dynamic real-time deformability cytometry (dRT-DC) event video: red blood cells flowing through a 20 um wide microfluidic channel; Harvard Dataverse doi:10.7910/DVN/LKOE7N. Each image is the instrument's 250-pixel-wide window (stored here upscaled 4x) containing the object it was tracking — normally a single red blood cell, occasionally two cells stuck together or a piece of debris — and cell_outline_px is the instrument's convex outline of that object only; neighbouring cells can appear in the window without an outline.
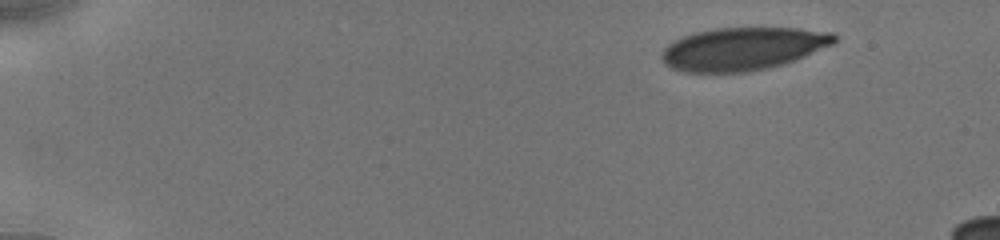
{"species": "human", "species_latin": "Homo sapiens", "temperature_condition": "cold", "stored_images_in_passage": 22, "camera_frame_rate_fps": 3000, "um_per_image_px": 0.085, "donor": {"sex": "male"}, "frame": {"image": 1, "passage_image": 1, "time_ms": 0.0, "image_size_px": [1000, 240], "cell_outline_px": [[836, 40], [832, 44], [796, 60], [784, 64], [768, 68], [744, 72], [684, 72], [672, 68], [664, 64], [660, 56], [664, 48], [672, 40], [680, 36], [692, 32], [716, 28], [800, 28], [832, 32], [836, 36]], "centroid_in_image_um": [63.1, 4.14], "position_along_channel_um": 21.9, "area_um2": 43.41}}
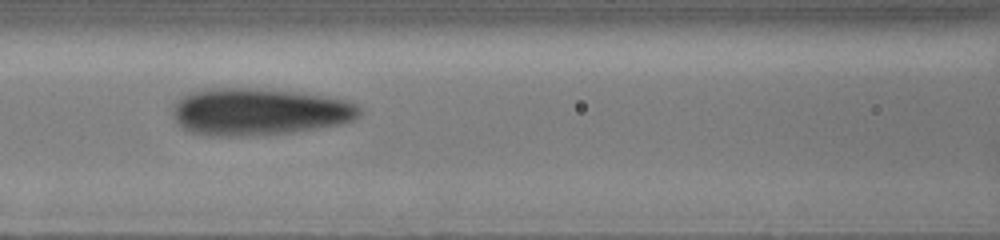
{"frame": {"image": 2, "passage_image": 12, "time_ms": 6.333, "image_size_px": [1000, 240], "cell_outline_px": [[360, 116], [352, 120], [336, 124], [288, 132], [244, 136], [208, 136], [188, 132], [172, 116], [172, 104], [180, 96], [204, 88], [256, 88], [300, 92], [348, 100], [356, 104], [360, 108]], "centroid_in_image_um": [21.94, 9.48], "position_along_channel_um": 144.7, "area_um2": 51.33}}
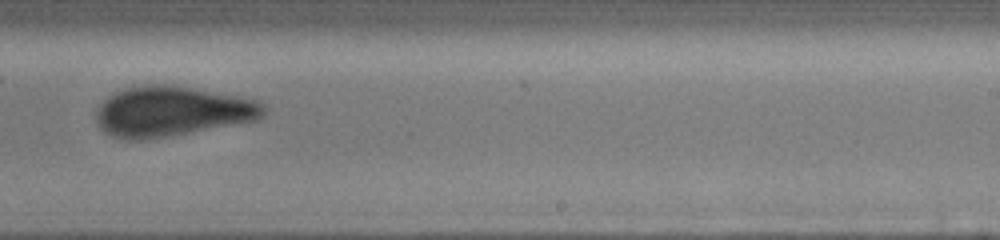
{"frame": {"image": 3, "passage_image": 20, "time_ms": 9.667, "image_size_px": [1000, 240], "cell_outline_px": [[268, 108], [264, 116], [256, 120], [144, 140], [128, 140], [112, 136], [104, 132], [100, 128], [96, 120], [96, 108], [108, 96], [116, 92], [128, 88], [144, 84], [172, 84], [244, 96], [260, 100]], "centroid_in_image_um": [14.64, 9.44], "position_along_channel_um": 274.4, "area_um2": 49.3}}